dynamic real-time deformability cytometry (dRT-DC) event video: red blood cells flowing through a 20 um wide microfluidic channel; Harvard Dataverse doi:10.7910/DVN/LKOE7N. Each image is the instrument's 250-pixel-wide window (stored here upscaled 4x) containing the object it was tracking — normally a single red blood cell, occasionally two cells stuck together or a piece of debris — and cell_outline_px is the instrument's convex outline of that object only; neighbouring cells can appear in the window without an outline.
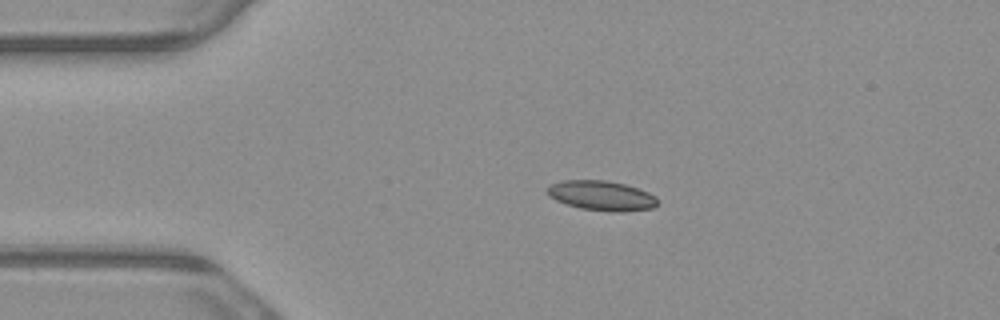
{"species": "common noctule bat (a hibernating species)", "species_latin": "Nyctalus noctula", "temperature_condition": "warm", "stored_images_in_passage": 4, "camera_frame_rate_fps": 3000, "um_per_image_px": 0.085, "animal": {"sex": "male", "body_mass_g": 23.1, "forearm_length_mm": 52.7}, "frame": {"image": 1, "passage_image": 3, "time_ms": 0.667, "image_size_px": [1000, 320], "cell_outline_px": [[656, 204], [652, 208], [624, 212], [612, 212], [580, 208], [556, 200], [548, 196], [548, 188], [552, 184], [564, 180], [604, 180], [624, 184], [648, 192], [656, 196]], "centroid_in_image_um": [51.14, 16.63], "position_along_channel_um": 33.9, "area_um2": 18.9}}